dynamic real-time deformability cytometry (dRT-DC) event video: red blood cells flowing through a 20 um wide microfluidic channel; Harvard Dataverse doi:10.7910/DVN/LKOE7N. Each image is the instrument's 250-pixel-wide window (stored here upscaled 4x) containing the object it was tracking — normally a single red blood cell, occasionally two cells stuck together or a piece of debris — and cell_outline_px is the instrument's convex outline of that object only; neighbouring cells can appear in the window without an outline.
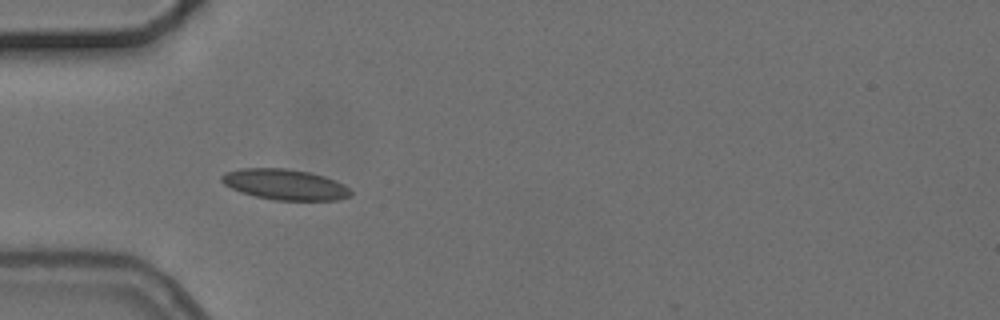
{"species": "common noctule bat (a hibernating species)", "species_latin": "Nyctalus noctula", "temperature_condition": "cold", "stored_images_in_passage": 5, "camera_frame_rate_fps": 3000, "um_per_image_px": 0.085, "animal": {"sex": "female", "body_mass_g": 24.6, "forearm_length_mm": 56.2}, "frame": {"image": 1, "passage_image": 4, "time_ms": 3.667, "image_size_px": [1000, 320], "cell_outline_px": [[352, 196], [340, 200], [276, 200], [256, 196], [240, 192], [224, 184], [220, 180], [220, 176], [224, 172], [240, 168], [284, 168], [308, 172], [324, 176], [336, 180], [344, 184], [352, 192]], "centroid_in_image_um": [24.22, 15.68], "position_along_channel_um": 60.8, "area_um2": 23.18}}